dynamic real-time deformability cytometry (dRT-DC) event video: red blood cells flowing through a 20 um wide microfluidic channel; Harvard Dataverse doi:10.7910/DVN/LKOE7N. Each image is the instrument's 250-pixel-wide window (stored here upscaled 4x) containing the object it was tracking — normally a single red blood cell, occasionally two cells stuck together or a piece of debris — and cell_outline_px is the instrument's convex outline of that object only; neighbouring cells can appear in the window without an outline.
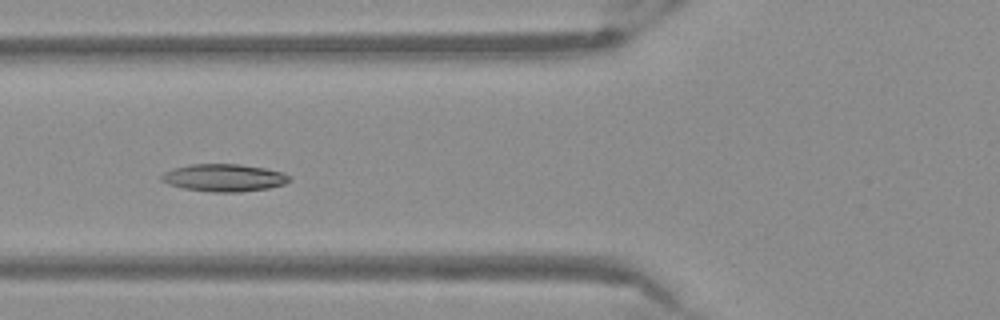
{"species": "Egyptian fruit bat (a non-hibernating species)", "species_latin": "Rousettus aegyptiacus", "temperature_condition": "warm", "stored_images_in_passage": 53, "camera_frame_rate_fps": 3000, "um_per_image_px": 0.085, "frame": {"image": 1, "passage_image": 21, "time_ms": 6.667, "image_size_px": [1000, 320], "cell_outline_px": [[292, 180], [284, 184], [268, 188], [240, 192], [212, 192], [184, 188], [168, 184], [160, 180], [160, 176], [164, 172], [172, 168], [192, 164], [240, 164], [264, 168], [284, 172], [292, 176]], "centroid_in_image_um": [19.06, 15.1], "position_along_channel_um": 106.7, "area_um2": 20.63}}
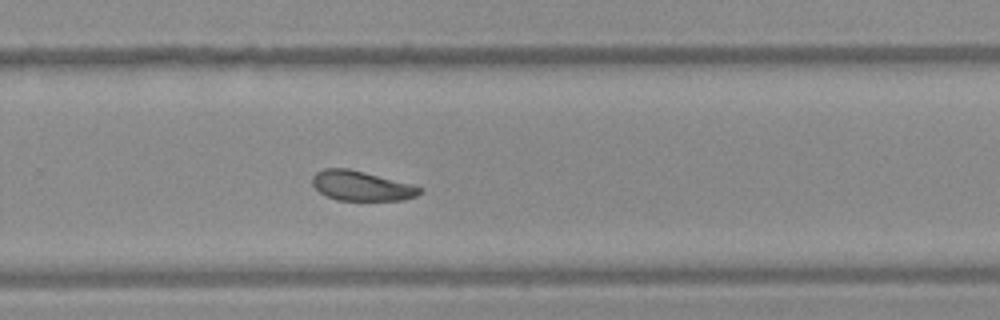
{"frame": {"image": 2, "passage_image": 36, "time_ms": 11.667, "image_size_px": [1000, 320], "cell_outline_px": [[420, 192], [416, 196], [404, 200], [336, 200], [324, 196], [312, 184], [312, 176], [316, 172], [324, 168], [348, 168], [412, 184], [420, 188]], "centroid_in_image_um": [30.67, 15.8], "position_along_channel_um": 299.1, "area_um2": 18.55}}
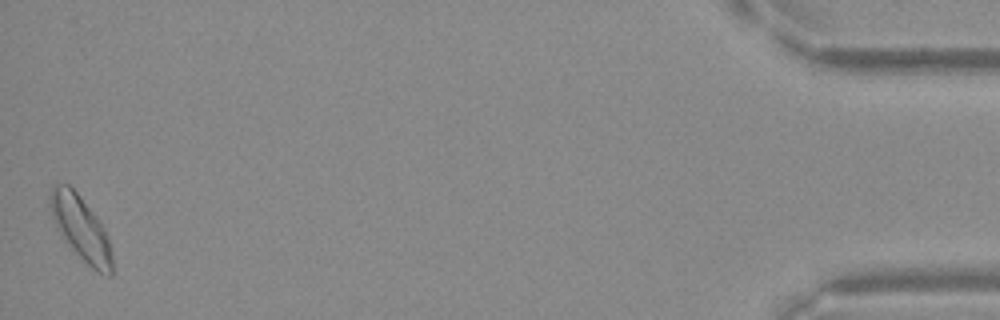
{"frame": {"image": 3, "passage_image": 53, "time_ms": 17.333, "image_size_px": [1000, 320], "cell_outline_px": [[112, 276], [108, 276], [96, 272], [60, 236], [56, 228], [52, 216], [48, 200], [52, 188], [56, 184], [68, 184], [76, 192], [96, 216], [104, 228], [112, 252]], "centroid_in_image_um": [6.86, 19.41], "position_along_channel_um": 428.3, "area_um2": 22.95}}